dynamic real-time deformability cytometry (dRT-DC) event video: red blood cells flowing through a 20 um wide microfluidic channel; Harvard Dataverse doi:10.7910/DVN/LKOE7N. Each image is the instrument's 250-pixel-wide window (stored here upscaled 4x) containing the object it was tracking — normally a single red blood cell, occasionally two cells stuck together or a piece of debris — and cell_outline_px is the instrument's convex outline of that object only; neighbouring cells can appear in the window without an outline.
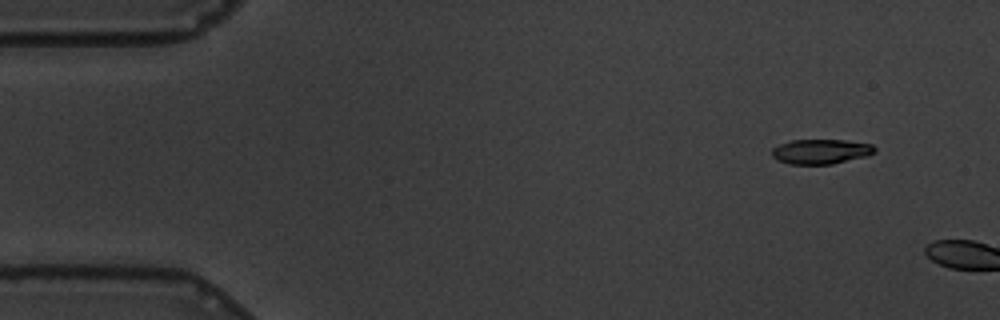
{"species": "common noctule bat (a hibernating species)", "species_latin": "Nyctalus noctula", "temperature_condition": "warm", "stored_images_in_passage": 3, "camera_frame_rate_fps": 3000, "um_per_image_px": 0.085, "animal": {"sex": "male", "body_mass_g": 19.5, "forearm_length_mm": 54.6}, "frame": {"image": 1, "passage_image": 1, "time_ms": 0.0, "image_size_px": [1000, 320], "cell_outline_px": [[876, 152], [868, 156], [832, 164], [792, 164], [780, 160], [772, 156], [772, 148], [780, 144], [792, 140], [844, 140], [872, 144], [876, 148]], "centroid_in_image_um": [69.82, 12.87], "position_along_channel_um": 15.2, "area_um2": 14.8}}